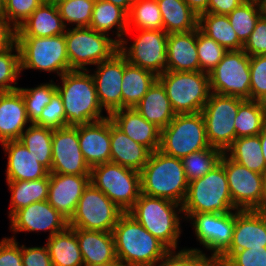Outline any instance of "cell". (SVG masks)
Instances as JSON below:
<instances>
[{
    "label": "cell",
    "mask_w": 266,
    "mask_h": 266,
    "mask_svg": "<svg viewBox=\"0 0 266 266\" xmlns=\"http://www.w3.org/2000/svg\"><path fill=\"white\" fill-rule=\"evenodd\" d=\"M52 135V129L31 124L19 139L36 160L49 171L52 164Z\"/></svg>",
    "instance_id": "cell-39"
},
{
    "label": "cell",
    "mask_w": 266,
    "mask_h": 266,
    "mask_svg": "<svg viewBox=\"0 0 266 266\" xmlns=\"http://www.w3.org/2000/svg\"><path fill=\"white\" fill-rule=\"evenodd\" d=\"M1 146L4 152L8 153L5 170L7 181H29L49 175L50 171L40 164L19 140L5 141Z\"/></svg>",
    "instance_id": "cell-24"
},
{
    "label": "cell",
    "mask_w": 266,
    "mask_h": 266,
    "mask_svg": "<svg viewBox=\"0 0 266 266\" xmlns=\"http://www.w3.org/2000/svg\"><path fill=\"white\" fill-rule=\"evenodd\" d=\"M112 235L123 266H156L169 251L128 212L119 217Z\"/></svg>",
    "instance_id": "cell-1"
},
{
    "label": "cell",
    "mask_w": 266,
    "mask_h": 266,
    "mask_svg": "<svg viewBox=\"0 0 266 266\" xmlns=\"http://www.w3.org/2000/svg\"><path fill=\"white\" fill-rule=\"evenodd\" d=\"M84 265L104 264L117 260L112 232L75 228Z\"/></svg>",
    "instance_id": "cell-26"
},
{
    "label": "cell",
    "mask_w": 266,
    "mask_h": 266,
    "mask_svg": "<svg viewBox=\"0 0 266 266\" xmlns=\"http://www.w3.org/2000/svg\"><path fill=\"white\" fill-rule=\"evenodd\" d=\"M64 1V0H44L46 3H51L57 5L59 2Z\"/></svg>",
    "instance_id": "cell-64"
},
{
    "label": "cell",
    "mask_w": 266,
    "mask_h": 266,
    "mask_svg": "<svg viewBox=\"0 0 266 266\" xmlns=\"http://www.w3.org/2000/svg\"><path fill=\"white\" fill-rule=\"evenodd\" d=\"M182 212L178 203L141 193L128 213L169 250H176L182 232L178 214Z\"/></svg>",
    "instance_id": "cell-4"
},
{
    "label": "cell",
    "mask_w": 266,
    "mask_h": 266,
    "mask_svg": "<svg viewBox=\"0 0 266 266\" xmlns=\"http://www.w3.org/2000/svg\"><path fill=\"white\" fill-rule=\"evenodd\" d=\"M243 98L211 93L201 110L205 121L206 135L211 147L223 153L236 140L235 119Z\"/></svg>",
    "instance_id": "cell-12"
},
{
    "label": "cell",
    "mask_w": 266,
    "mask_h": 266,
    "mask_svg": "<svg viewBox=\"0 0 266 266\" xmlns=\"http://www.w3.org/2000/svg\"><path fill=\"white\" fill-rule=\"evenodd\" d=\"M225 154L249 170L266 175V162L259 135L237 138Z\"/></svg>",
    "instance_id": "cell-37"
},
{
    "label": "cell",
    "mask_w": 266,
    "mask_h": 266,
    "mask_svg": "<svg viewBox=\"0 0 266 266\" xmlns=\"http://www.w3.org/2000/svg\"><path fill=\"white\" fill-rule=\"evenodd\" d=\"M89 182L90 176L49 173L47 201L69 221Z\"/></svg>",
    "instance_id": "cell-21"
},
{
    "label": "cell",
    "mask_w": 266,
    "mask_h": 266,
    "mask_svg": "<svg viewBox=\"0 0 266 266\" xmlns=\"http://www.w3.org/2000/svg\"><path fill=\"white\" fill-rule=\"evenodd\" d=\"M23 266H53L47 246L26 247L21 245Z\"/></svg>",
    "instance_id": "cell-54"
},
{
    "label": "cell",
    "mask_w": 266,
    "mask_h": 266,
    "mask_svg": "<svg viewBox=\"0 0 266 266\" xmlns=\"http://www.w3.org/2000/svg\"><path fill=\"white\" fill-rule=\"evenodd\" d=\"M124 212L92 183L85 187L76 210L68 221L70 228L112 232Z\"/></svg>",
    "instance_id": "cell-11"
},
{
    "label": "cell",
    "mask_w": 266,
    "mask_h": 266,
    "mask_svg": "<svg viewBox=\"0 0 266 266\" xmlns=\"http://www.w3.org/2000/svg\"><path fill=\"white\" fill-rule=\"evenodd\" d=\"M243 50L251 56L266 55V19L259 17L249 39L245 42Z\"/></svg>",
    "instance_id": "cell-52"
},
{
    "label": "cell",
    "mask_w": 266,
    "mask_h": 266,
    "mask_svg": "<svg viewBox=\"0 0 266 266\" xmlns=\"http://www.w3.org/2000/svg\"><path fill=\"white\" fill-rule=\"evenodd\" d=\"M15 42L16 29L4 16H0V51L11 47Z\"/></svg>",
    "instance_id": "cell-55"
},
{
    "label": "cell",
    "mask_w": 266,
    "mask_h": 266,
    "mask_svg": "<svg viewBox=\"0 0 266 266\" xmlns=\"http://www.w3.org/2000/svg\"><path fill=\"white\" fill-rule=\"evenodd\" d=\"M89 28L107 35L116 29V41L120 44L128 31V13L110 2L96 0Z\"/></svg>",
    "instance_id": "cell-31"
},
{
    "label": "cell",
    "mask_w": 266,
    "mask_h": 266,
    "mask_svg": "<svg viewBox=\"0 0 266 266\" xmlns=\"http://www.w3.org/2000/svg\"><path fill=\"white\" fill-rule=\"evenodd\" d=\"M260 16L257 0H245L227 14L230 24L243 44L249 39Z\"/></svg>",
    "instance_id": "cell-42"
},
{
    "label": "cell",
    "mask_w": 266,
    "mask_h": 266,
    "mask_svg": "<svg viewBox=\"0 0 266 266\" xmlns=\"http://www.w3.org/2000/svg\"><path fill=\"white\" fill-rule=\"evenodd\" d=\"M211 93L250 100V56L230 50L209 73Z\"/></svg>",
    "instance_id": "cell-13"
},
{
    "label": "cell",
    "mask_w": 266,
    "mask_h": 266,
    "mask_svg": "<svg viewBox=\"0 0 266 266\" xmlns=\"http://www.w3.org/2000/svg\"><path fill=\"white\" fill-rule=\"evenodd\" d=\"M65 42L71 70H88L119 51V43L107 34L89 27H72L65 31Z\"/></svg>",
    "instance_id": "cell-8"
},
{
    "label": "cell",
    "mask_w": 266,
    "mask_h": 266,
    "mask_svg": "<svg viewBox=\"0 0 266 266\" xmlns=\"http://www.w3.org/2000/svg\"><path fill=\"white\" fill-rule=\"evenodd\" d=\"M27 123L21 92L18 89L0 92V142L19 140Z\"/></svg>",
    "instance_id": "cell-25"
},
{
    "label": "cell",
    "mask_w": 266,
    "mask_h": 266,
    "mask_svg": "<svg viewBox=\"0 0 266 266\" xmlns=\"http://www.w3.org/2000/svg\"><path fill=\"white\" fill-rule=\"evenodd\" d=\"M34 124L52 130L68 126L63 101L58 91L52 95L50 102L44 107L40 118Z\"/></svg>",
    "instance_id": "cell-47"
},
{
    "label": "cell",
    "mask_w": 266,
    "mask_h": 266,
    "mask_svg": "<svg viewBox=\"0 0 266 266\" xmlns=\"http://www.w3.org/2000/svg\"><path fill=\"white\" fill-rule=\"evenodd\" d=\"M11 191L9 218L17 211L28 205L46 201L49 192V175L45 178L29 181H7Z\"/></svg>",
    "instance_id": "cell-36"
},
{
    "label": "cell",
    "mask_w": 266,
    "mask_h": 266,
    "mask_svg": "<svg viewBox=\"0 0 266 266\" xmlns=\"http://www.w3.org/2000/svg\"><path fill=\"white\" fill-rule=\"evenodd\" d=\"M196 46L200 63V71L210 73L223 59L227 50L215 40L203 34L199 28L196 29Z\"/></svg>",
    "instance_id": "cell-46"
},
{
    "label": "cell",
    "mask_w": 266,
    "mask_h": 266,
    "mask_svg": "<svg viewBox=\"0 0 266 266\" xmlns=\"http://www.w3.org/2000/svg\"><path fill=\"white\" fill-rule=\"evenodd\" d=\"M113 124L130 139L149 148L159 150L161 129L143 118L135 108H123L109 115Z\"/></svg>",
    "instance_id": "cell-23"
},
{
    "label": "cell",
    "mask_w": 266,
    "mask_h": 266,
    "mask_svg": "<svg viewBox=\"0 0 266 266\" xmlns=\"http://www.w3.org/2000/svg\"><path fill=\"white\" fill-rule=\"evenodd\" d=\"M11 231L39 232L49 231V237L64 231L68 220L62 216L47 200L34 202L27 207L17 210L11 217Z\"/></svg>",
    "instance_id": "cell-19"
},
{
    "label": "cell",
    "mask_w": 266,
    "mask_h": 266,
    "mask_svg": "<svg viewBox=\"0 0 266 266\" xmlns=\"http://www.w3.org/2000/svg\"><path fill=\"white\" fill-rule=\"evenodd\" d=\"M222 154L218 148L208 147L183 157L181 160L188 182L206 175L220 162Z\"/></svg>",
    "instance_id": "cell-41"
},
{
    "label": "cell",
    "mask_w": 266,
    "mask_h": 266,
    "mask_svg": "<svg viewBox=\"0 0 266 266\" xmlns=\"http://www.w3.org/2000/svg\"><path fill=\"white\" fill-rule=\"evenodd\" d=\"M250 100H266V55L250 57Z\"/></svg>",
    "instance_id": "cell-48"
},
{
    "label": "cell",
    "mask_w": 266,
    "mask_h": 266,
    "mask_svg": "<svg viewBox=\"0 0 266 266\" xmlns=\"http://www.w3.org/2000/svg\"><path fill=\"white\" fill-rule=\"evenodd\" d=\"M0 266H23L21 247L15 236L0 241Z\"/></svg>",
    "instance_id": "cell-53"
},
{
    "label": "cell",
    "mask_w": 266,
    "mask_h": 266,
    "mask_svg": "<svg viewBox=\"0 0 266 266\" xmlns=\"http://www.w3.org/2000/svg\"><path fill=\"white\" fill-rule=\"evenodd\" d=\"M220 162L227 175L233 205L238 210H253L260 201L266 175L249 170L225 153L222 154Z\"/></svg>",
    "instance_id": "cell-16"
},
{
    "label": "cell",
    "mask_w": 266,
    "mask_h": 266,
    "mask_svg": "<svg viewBox=\"0 0 266 266\" xmlns=\"http://www.w3.org/2000/svg\"><path fill=\"white\" fill-rule=\"evenodd\" d=\"M157 79L176 114L201 112L211 95L209 74L202 71H165Z\"/></svg>",
    "instance_id": "cell-6"
},
{
    "label": "cell",
    "mask_w": 266,
    "mask_h": 266,
    "mask_svg": "<svg viewBox=\"0 0 266 266\" xmlns=\"http://www.w3.org/2000/svg\"><path fill=\"white\" fill-rule=\"evenodd\" d=\"M93 76L97 97L107 115L122 109V78L126 66V58L120 52H116L110 59L96 65Z\"/></svg>",
    "instance_id": "cell-18"
},
{
    "label": "cell",
    "mask_w": 266,
    "mask_h": 266,
    "mask_svg": "<svg viewBox=\"0 0 266 266\" xmlns=\"http://www.w3.org/2000/svg\"><path fill=\"white\" fill-rule=\"evenodd\" d=\"M25 103L26 113L30 124L39 118L44 107L50 102L52 95L57 91L56 83L40 84L34 88H18Z\"/></svg>",
    "instance_id": "cell-43"
},
{
    "label": "cell",
    "mask_w": 266,
    "mask_h": 266,
    "mask_svg": "<svg viewBox=\"0 0 266 266\" xmlns=\"http://www.w3.org/2000/svg\"><path fill=\"white\" fill-rule=\"evenodd\" d=\"M83 266H123V265L117 259L115 262L104 263V264H94V265H83Z\"/></svg>",
    "instance_id": "cell-63"
},
{
    "label": "cell",
    "mask_w": 266,
    "mask_h": 266,
    "mask_svg": "<svg viewBox=\"0 0 266 266\" xmlns=\"http://www.w3.org/2000/svg\"><path fill=\"white\" fill-rule=\"evenodd\" d=\"M66 26L57 5L43 2L16 29V37H49L64 34Z\"/></svg>",
    "instance_id": "cell-28"
},
{
    "label": "cell",
    "mask_w": 266,
    "mask_h": 266,
    "mask_svg": "<svg viewBox=\"0 0 266 266\" xmlns=\"http://www.w3.org/2000/svg\"><path fill=\"white\" fill-rule=\"evenodd\" d=\"M254 212L266 217V178L262 186V194L258 205L253 209Z\"/></svg>",
    "instance_id": "cell-58"
},
{
    "label": "cell",
    "mask_w": 266,
    "mask_h": 266,
    "mask_svg": "<svg viewBox=\"0 0 266 266\" xmlns=\"http://www.w3.org/2000/svg\"><path fill=\"white\" fill-rule=\"evenodd\" d=\"M194 227L196 237L211 256L220 257L231 245L235 210L229 213H182Z\"/></svg>",
    "instance_id": "cell-15"
},
{
    "label": "cell",
    "mask_w": 266,
    "mask_h": 266,
    "mask_svg": "<svg viewBox=\"0 0 266 266\" xmlns=\"http://www.w3.org/2000/svg\"><path fill=\"white\" fill-rule=\"evenodd\" d=\"M140 184L141 193L182 205L189 182L181 159L156 150L140 171Z\"/></svg>",
    "instance_id": "cell-3"
},
{
    "label": "cell",
    "mask_w": 266,
    "mask_h": 266,
    "mask_svg": "<svg viewBox=\"0 0 266 266\" xmlns=\"http://www.w3.org/2000/svg\"><path fill=\"white\" fill-rule=\"evenodd\" d=\"M46 246L53 266H83L84 261L75 234L69 226L47 238Z\"/></svg>",
    "instance_id": "cell-33"
},
{
    "label": "cell",
    "mask_w": 266,
    "mask_h": 266,
    "mask_svg": "<svg viewBox=\"0 0 266 266\" xmlns=\"http://www.w3.org/2000/svg\"><path fill=\"white\" fill-rule=\"evenodd\" d=\"M89 72L68 71L60 77L62 85L56 84L63 101L68 126L89 124L109 117L102 114L103 108L97 97L95 82Z\"/></svg>",
    "instance_id": "cell-2"
},
{
    "label": "cell",
    "mask_w": 266,
    "mask_h": 266,
    "mask_svg": "<svg viewBox=\"0 0 266 266\" xmlns=\"http://www.w3.org/2000/svg\"><path fill=\"white\" fill-rule=\"evenodd\" d=\"M156 79L153 72L133 65L126 59L121 85L122 109L134 108Z\"/></svg>",
    "instance_id": "cell-32"
},
{
    "label": "cell",
    "mask_w": 266,
    "mask_h": 266,
    "mask_svg": "<svg viewBox=\"0 0 266 266\" xmlns=\"http://www.w3.org/2000/svg\"><path fill=\"white\" fill-rule=\"evenodd\" d=\"M232 210L238 209L233 205L221 162L203 177L189 182L183 213H229Z\"/></svg>",
    "instance_id": "cell-5"
},
{
    "label": "cell",
    "mask_w": 266,
    "mask_h": 266,
    "mask_svg": "<svg viewBox=\"0 0 266 266\" xmlns=\"http://www.w3.org/2000/svg\"><path fill=\"white\" fill-rule=\"evenodd\" d=\"M15 51V53H13ZM21 74L20 50L15 42L11 47L0 51V92L14 91Z\"/></svg>",
    "instance_id": "cell-45"
},
{
    "label": "cell",
    "mask_w": 266,
    "mask_h": 266,
    "mask_svg": "<svg viewBox=\"0 0 266 266\" xmlns=\"http://www.w3.org/2000/svg\"><path fill=\"white\" fill-rule=\"evenodd\" d=\"M134 108L143 118L153 123L161 130L165 128L176 115L166 91L158 79L150 86L148 92Z\"/></svg>",
    "instance_id": "cell-30"
},
{
    "label": "cell",
    "mask_w": 266,
    "mask_h": 266,
    "mask_svg": "<svg viewBox=\"0 0 266 266\" xmlns=\"http://www.w3.org/2000/svg\"><path fill=\"white\" fill-rule=\"evenodd\" d=\"M186 4L199 16L208 13L209 0H184Z\"/></svg>",
    "instance_id": "cell-57"
},
{
    "label": "cell",
    "mask_w": 266,
    "mask_h": 266,
    "mask_svg": "<svg viewBox=\"0 0 266 266\" xmlns=\"http://www.w3.org/2000/svg\"><path fill=\"white\" fill-rule=\"evenodd\" d=\"M20 50L21 72L38 69L57 73L61 77L71 71L65 33L49 37H16Z\"/></svg>",
    "instance_id": "cell-9"
},
{
    "label": "cell",
    "mask_w": 266,
    "mask_h": 266,
    "mask_svg": "<svg viewBox=\"0 0 266 266\" xmlns=\"http://www.w3.org/2000/svg\"><path fill=\"white\" fill-rule=\"evenodd\" d=\"M107 2H110L123 10H125L127 13H129L131 6L133 5L135 0H104Z\"/></svg>",
    "instance_id": "cell-60"
},
{
    "label": "cell",
    "mask_w": 266,
    "mask_h": 266,
    "mask_svg": "<svg viewBox=\"0 0 266 266\" xmlns=\"http://www.w3.org/2000/svg\"><path fill=\"white\" fill-rule=\"evenodd\" d=\"M90 183L124 213L133 208L141 194L140 172L112 162L91 167Z\"/></svg>",
    "instance_id": "cell-7"
},
{
    "label": "cell",
    "mask_w": 266,
    "mask_h": 266,
    "mask_svg": "<svg viewBox=\"0 0 266 266\" xmlns=\"http://www.w3.org/2000/svg\"><path fill=\"white\" fill-rule=\"evenodd\" d=\"M259 138L262 146V154L266 162V126L262 129L261 133L259 134Z\"/></svg>",
    "instance_id": "cell-61"
},
{
    "label": "cell",
    "mask_w": 266,
    "mask_h": 266,
    "mask_svg": "<svg viewBox=\"0 0 266 266\" xmlns=\"http://www.w3.org/2000/svg\"><path fill=\"white\" fill-rule=\"evenodd\" d=\"M4 14V3L2 0H0V16H3Z\"/></svg>",
    "instance_id": "cell-65"
},
{
    "label": "cell",
    "mask_w": 266,
    "mask_h": 266,
    "mask_svg": "<svg viewBox=\"0 0 266 266\" xmlns=\"http://www.w3.org/2000/svg\"><path fill=\"white\" fill-rule=\"evenodd\" d=\"M44 0H7L3 16L17 29Z\"/></svg>",
    "instance_id": "cell-49"
},
{
    "label": "cell",
    "mask_w": 266,
    "mask_h": 266,
    "mask_svg": "<svg viewBox=\"0 0 266 266\" xmlns=\"http://www.w3.org/2000/svg\"><path fill=\"white\" fill-rule=\"evenodd\" d=\"M198 28L227 51L243 49L244 44L238 39L227 15L202 13L198 16Z\"/></svg>",
    "instance_id": "cell-35"
},
{
    "label": "cell",
    "mask_w": 266,
    "mask_h": 266,
    "mask_svg": "<svg viewBox=\"0 0 266 266\" xmlns=\"http://www.w3.org/2000/svg\"><path fill=\"white\" fill-rule=\"evenodd\" d=\"M196 266H224V261L220 257L207 255Z\"/></svg>",
    "instance_id": "cell-59"
},
{
    "label": "cell",
    "mask_w": 266,
    "mask_h": 266,
    "mask_svg": "<svg viewBox=\"0 0 266 266\" xmlns=\"http://www.w3.org/2000/svg\"><path fill=\"white\" fill-rule=\"evenodd\" d=\"M266 126V111L261 101L244 99L235 119L236 139L259 135Z\"/></svg>",
    "instance_id": "cell-38"
},
{
    "label": "cell",
    "mask_w": 266,
    "mask_h": 266,
    "mask_svg": "<svg viewBox=\"0 0 266 266\" xmlns=\"http://www.w3.org/2000/svg\"><path fill=\"white\" fill-rule=\"evenodd\" d=\"M167 33L188 32L198 28V15L184 0H157Z\"/></svg>",
    "instance_id": "cell-34"
},
{
    "label": "cell",
    "mask_w": 266,
    "mask_h": 266,
    "mask_svg": "<svg viewBox=\"0 0 266 266\" xmlns=\"http://www.w3.org/2000/svg\"><path fill=\"white\" fill-rule=\"evenodd\" d=\"M136 32H139V35L129 47L126 38L119 44V51L127 61L153 72L156 76L168 71V34L164 30H136Z\"/></svg>",
    "instance_id": "cell-14"
},
{
    "label": "cell",
    "mask_w": 266,
    "mask_h": 266,
    "mask_svg": "<svg viewBox=\"0 0 266 266\" xmlns=\"http://www.w3.org/2000/svg\"><path fill=\"white\" fill-rule=\"evenodd\" d=\"M245 0H209L208 13L227 15Z\"/></svg>",
    "instance_id": "cell-56"
},
{
    "label": "cell",
    "mask_w": 266,
    "mask_h": 266,
    "mask_svg": "<svg viewBox=\"0 0 266 266\" xmlns=\"http://www.w3.org/2000/svg\"><path fill=\"white\" fill-rule=\"evenodd\" d=\"M90 171L80 149L78 125L53 130L50 173L90 176Z\"/></svg>",
    "instance_id": "cell-17"
},
{
    "label": "cell",
    "mask_w": 266,
    "mask_h": 266,
    "mask_svg": "<svg viewBox=\"0 0 266 266\" xmlns=\"http://www.w3.org/2000/svg\"><path fill=\"white\" fill-rule=\"evenodd\" d=\"M167 56L168 71H200L196 29L168 34Z\"/></svg>",
    "instance_id": "cell-27"
},
{
    "label": "cell",
    "mask_w": 266,
    "mask_h": 266,
    "mask_svg": "<svg viewBox=\"0 0 266 266\" xmlns=\"http://www.w3.org/2000/svg\"><path fill=\"white\" fill-rule=\"evenodd\" d=\"M257 2L259 5L261 17L266 19V0H257Z\"/></svg>",
    "instance_id": "cell-62"
},
{
    "label": "cell",
    "mask_w": 266,
    "mask_h": 266,
    "mask_svg": "<svg viewBox=\"0 0 266 266\" xmlns=\"http://www.w3.org/2000/svg\"><path fill=\"white\" fill-rule=\"evenodd\" d=\"M96 0H64L57 4L63 23L75 27H89ZM66 22L68 24H66Z\"/></svg>",
    "instance_id": "cell-44"
},
{
    "label": "cell",
    "mask_w": 266,
    "mask_h": 266,
    "mask_svg": "<svg viewBox=\"0 0 266 266\" xmlns=\"http://www.w3.org/2000/svg\"><path fill=\"white\" fill-rule=\"evenodd\" d=\"M133 26V27H132ZM163 30L162 15L157 0H135L128 13V31Z\"/></svg>",
    "instance_id": "cell-40"
},
{
    "label": "cell",
    "mask_w": 266,
    "mask_h": 266,
    "mask_svg": "<svg viewBox=\"0 0 266 266\" xmlns=\"http://www.w3.org/2000/svg\"><path fill=\"white\" fill-rule=\"evenodd\" d=\"M206 256L197 248L169 250L156 266H196ZM161 262V263H160Z\"/></svg>",
    "instance_id": "cell-50"
},
{
    "label": "cell",
    "mask_w": 266,
    "mask_h": 266,
    "mask_svg": "<svg viewBox=\"0 0 266 266\" xmlns=\"http://www.w3.org/2000/svg\"><path fill=\"white\" fill-rule=\"evenodd\" d=\"M152 151L133 141L119 130L111 120V162L140 172Z\"/></svg>",
    "instance_id": "cell-29"
},
{
    "label": "cell",
    "mask_w": 266,
    "mask_h": 266,
    "mask_svg": "<svg viewBox=\"0 0 266 266\" xmlns=\"http://www.w3.org/2000/svg\"><path fill=\"white\" fill-rule=\"evenodd\" d=\"M266 247V217L253 210H235L232 242L220 256L225 262L236 251Z\"/></svg>",
    "instance_id": "cell-20"
},
{
    "label": "cell",
    "mask_w": 266,
    "mask_h": 266,
    "mask_svg": "<svg viewBox=\"0 0 266 266\" xmlns=\"http://www.w3.org/2000/svg\"><path fill=\"white\" fill-rule=\"evenodd\" d=\"M82 155L90 167L111 162V119L78 125Z\"/></svg>",
    "instance_id": "cell-22"
},
{
    "label": "cell",
    "mask_w": 266,
    "mask_h": 266,
    "mask_svg": "<svg viewBox=\"0 0 266 266\" xmlns=\"http://www.w3.org/2000/svg\"><path fill=\"white\" fill-rule=\"evenodd\" d=\"M224 266H266V247L236 251Z\"/></svg>",
    "instance_id": "cell-51"
},
{
    "label": "cell",
    "mask_w": 266,
    "mask_h": 266,
    "mask_svg": "<svg viewBox=\"0 0 266 266\" xmlns=\"http://www.w3.org/2000/svg\"><path fill=\"white\" fill-rule=\"evenodd\" d=\"M211 147L201 112L176 114L173 120L161 130L159 150L166 155L183 157Z\"/></svg>",
    "instance_id": "cell-10"
},
{
    "label": "cell",
    "mask_w": 266,
    "mask_h": 266,
    "mask_svg": "<svg viewBox=\"0 0 266 266\" xmlns=\"http://www.w3.org/2000/svg\"><path fill=\"white\" fill-rule=\"evenodd\" d=\"M263 104H264V108H265V111H266V100L263 101Z\"/></svg>",
    "instance_id": "cell-66"
}]
</instances>
